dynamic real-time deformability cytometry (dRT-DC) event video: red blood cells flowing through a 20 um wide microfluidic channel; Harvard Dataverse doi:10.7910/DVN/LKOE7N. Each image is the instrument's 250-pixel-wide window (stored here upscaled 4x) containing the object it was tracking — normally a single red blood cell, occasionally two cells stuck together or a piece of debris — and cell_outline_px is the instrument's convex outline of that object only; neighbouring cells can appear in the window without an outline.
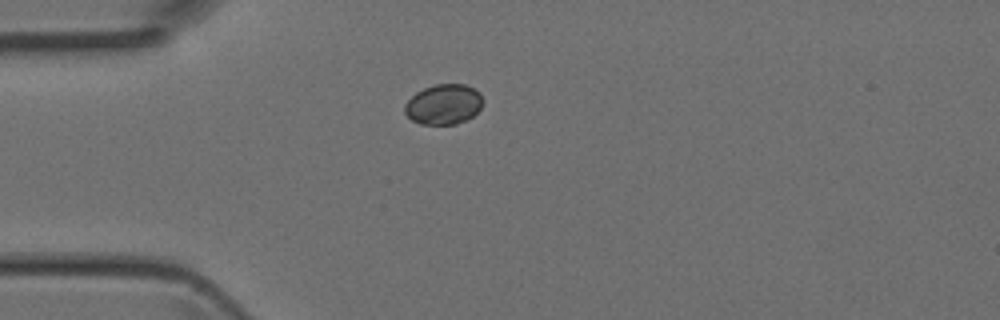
{"species": "Egyptian fruit bat (a non-hibernating species)", "species_latin": "Rousettus aegyptiacus", "temperature_condition": "room temperature", "stored_images_in_passage": 1, "camera_frame_rate_fps": 3000, "um_per_image_px": 0.085, "animal": {"sex": "female"}, "frame": {"image": 1, "passage_image": 1, "time_ms": 0.0, "image_size_px": [1000, 320], "cell_outline_px": [[484, 100], [480, 108], [472, 116], [456, 124], [420, 124], [412, 120], [404, 112], [404, 104], [416, 92], [424, 88], [436, 84], [464, 84], [480, 92]], "centroid_in_image_um": [37.7, 8.86], "position_along_channel_um": 47.3, "area_um2": 18.26}}